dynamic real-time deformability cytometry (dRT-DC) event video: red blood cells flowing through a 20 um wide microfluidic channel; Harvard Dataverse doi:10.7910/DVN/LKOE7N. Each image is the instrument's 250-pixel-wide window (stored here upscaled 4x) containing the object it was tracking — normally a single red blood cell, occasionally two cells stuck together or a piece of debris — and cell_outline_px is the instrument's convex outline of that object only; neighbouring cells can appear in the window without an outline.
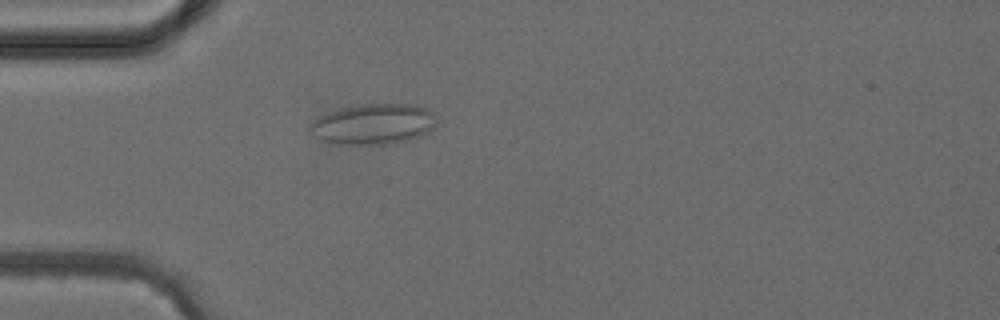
{"species": "common noctule bat (a hibernating species)", "species_latin": "Nyctalus noctula", "temperature_condition": "cold", "stored_images_in_passage": 1, "camera_frame_rate_fps": 3000, "um_per_image_px": 0.085, "animal": {"sex": "female", "body_mass_g": 24.6, "forearm_length_mm": 56.2}, "frame": {"image": 1, "passage_image": 1, "time_ms": 0.0, "image_size_px": [1000, 320], "cell_outline_px": [[436, 124], [432, 128], [420, 136], [404, 140], [384, 144], [344, 144], [324, 140], [316, 136], [312, 128], [312, 124], [320, 116], [328, 112], [340, 108], [364, 104], [416, 104], [432, 112]], "centroid_in_image_um": [31.78, 10.52], "position_along_channel_um": 53.2, "area_um2": 29.07}}